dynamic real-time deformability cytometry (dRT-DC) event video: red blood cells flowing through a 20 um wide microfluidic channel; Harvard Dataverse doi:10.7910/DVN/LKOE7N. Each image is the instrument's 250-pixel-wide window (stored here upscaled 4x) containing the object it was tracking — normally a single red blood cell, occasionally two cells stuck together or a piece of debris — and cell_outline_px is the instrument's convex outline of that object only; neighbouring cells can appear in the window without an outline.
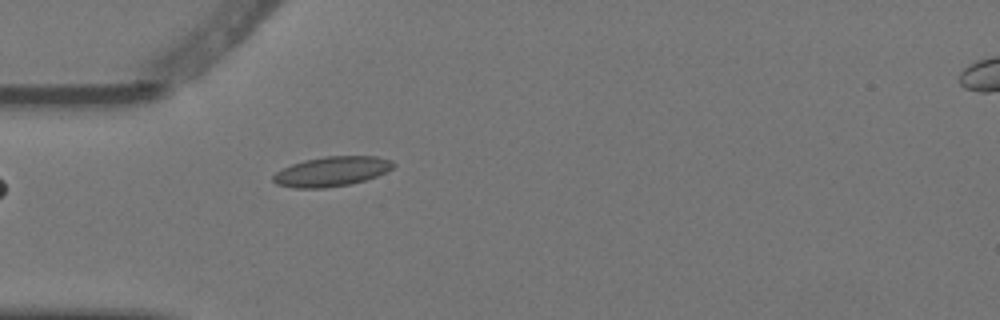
{"species": "Egyptian fruit bat (a non-hibernating species)", "species_latin": "Rousettus aegyptiacus", "temperature_condition": "warm", "stored_images_in_passage": 3, "camera_frame_rate_fps": 3000, "um_per_image_px": 0.085, "animal": {"sex": "female"}, "frame": {"image": 1, "passage_image": 2, "time_ms": 0.333, "image_size_px": [1000, 320], "cell_outline_px": [[396, 164], [388, 172], [352, 184], [324, 188], [296, 188], [276, 184], [272, 180], [272, 176], [276, 172], [292, 164], [304, 160], [324, 156], [376, 156], [392, 160]], "centroid_in_image_um": [28.21, 14.57], "position_along_channel_um": 56.8, "area_um2": 20.92}}